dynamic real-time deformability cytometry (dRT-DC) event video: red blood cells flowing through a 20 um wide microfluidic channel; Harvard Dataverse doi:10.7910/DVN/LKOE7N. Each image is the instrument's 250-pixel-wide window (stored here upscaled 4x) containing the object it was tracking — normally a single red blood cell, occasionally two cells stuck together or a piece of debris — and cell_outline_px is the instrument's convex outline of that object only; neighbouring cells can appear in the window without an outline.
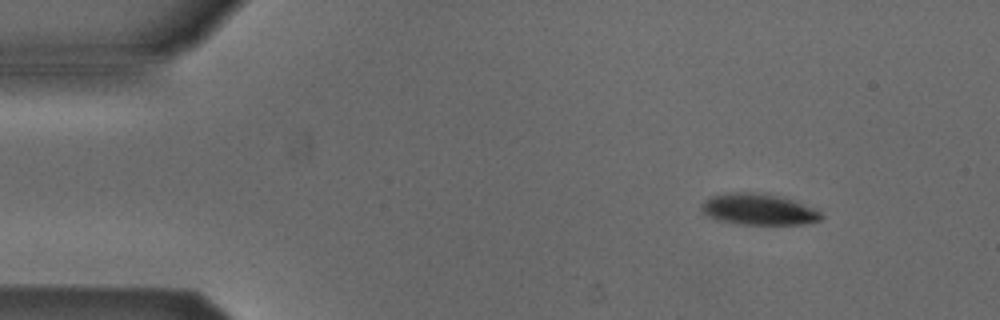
{"species": "Egyptian fruit bat (a non-hibernating species)", "species_latin": "Rousettus aegyptiacus", "temperature_condition": "cold", "stored_images_in_passage": 5, "camera_frame_rate_fps": 3000, "um_per_image_px": 0.085, "animal": {"sex": "male"}, "frame": {"image": 1, "passage_image": 2, "time_ms": 1.0, "image_size_px": [1000, 320], "cell_outline_px": [[824, 216], [820, 220], [800, 224], [744, 224], [720, 220], [704, 212], [700, 208], [700, 204], [704, 200], [712, 196], [736, 192], [756, 192], [784, 196], [812, 208], [820, 212]], "centroid_in_image_um": [64.5, 17.78], "position_along_channel_um": 20.5, "area_um2": 21.44}}
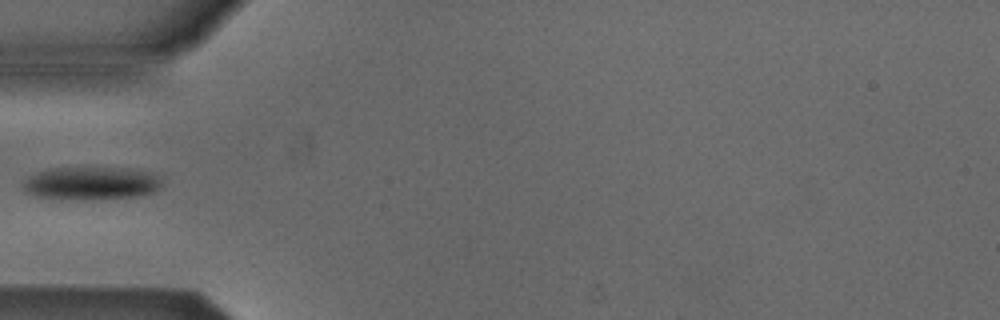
{"frame": {"image": 2, "passage_image": 5, "time_ms": 4.667, "image_size_px": [1000, 320], "cell_outline_px": [[160, 188], [152, 192], [136, 196], [80, 200], [36, 196], [24, 192], [24, 180], [28, 176], [36, 172], [48, 168], [124, 168], [144, 172], [156, 176], [160, 180]], "centroid_in_image_um": [7.66, 15.58], "position_along_channel_um": 77.3, "area_um2": 26.3}}